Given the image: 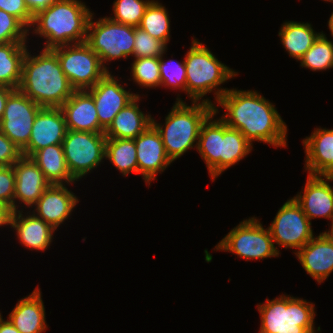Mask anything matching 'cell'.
I'll return each instance as SVG.
<instances>
[{
    "label": "cell",
    "instance_id": "obj_3",
    "mask_svg": "<svg viewBox=\"0 0 333 333\" xmlns=\"http://www.w3.org/2000/svg\"><path fill=\"white\" fill-rule=\"evenodd\" d=\"M92 14L81 0H57L34 16L29 33L46 39L41 49L83 43Z\"/></svg>",
    "mask_w": 333,
    "mask_h": 333
},
{
    "label": "cell",
    "instance_id": "obj_25",
    "mask_svg": "<svg viewBox=\"0 0 333 333\" xmlns=\"http://www.w3.org/2000/svg\"><path fill=\"white\" fill-rule=\"evenodd\" d=\"M31 158L50 185L69 186L76 183L67 167L62 144L44 147L36 151Z\"/></svg>",
    "mask_w": 333,
    "mask_h": 333
},
{
    "label": "cell",
    "instance_id": "obj_18",
    "mask_svg": "<svg viewBox=\"0 0 333 333\" xmlns=\"http://www.w3.org/2000/svg\"><path fill=\"white\" fill-rule=\"evenodd\" d=\"M77 203L78 196L68 190L66 185H50L31 208L34 215L57 231L72 215Z\"/></svg>",
    "mask_w": 333,
    "mask_h": 333
},
{
    "label": "cell",
    "instance_id": "obj_38",
    "mask_svg": "<svg viewBox=\"0 0 333 333\" xmlns=\"http://www.w3.org/2000/svg\"><path fill=\"white\" fill-rule=\"evenodd\" d=\"M15 171L13 166L0 167V203L14 211Z\"/></svg>",
    "mask_w": 333,
    "mask_h": 333
},
{
    "label": "cell",
    "instance_id": "obj_4",
    "mask_svg": "<svg viewBox=\"0 0 333 333\" xmlns=\"http://www.w3.org/2000/svg\"><path fill=\"white\" fill-rule=\"evenodd\" d=\"M188 105L178 94L176 102L165 116L164 125L152 117V125L159 132L167 156L172 162L188 150L197 148L202 124L214 112V105L191 102Z\"/></svg>",
    "mask_w": 333,
    "mask_h": 333
},
{
    "label": "cell",
    "instance_id": "obj_39",
    "mask_svg": "<svg viewBox=\"0 0 333 333\" xmlns=\"http://www.w3.org/2000/svg\"><path fill=\"white\" fill-rule=\"evenodd\" d=\"M0 9L16 17L28 30L30 29L34 16L24 0H0Z\"/></svg>",
    "mask_w": 333,
    "mask_h": 333
},
{
    "label": "cell",
    "instance_id": "obj_41",
    "mask_svg": "<svg viewBox=\"0 0 333 333\" xmlns=\"http://www.w3.org/2000/svg\"><path fill=\"white\" fill-rule=\"evenodd\" d=\"M24 1L31 14L35 16L38 12L48 8L57 0H24Z\"/></svg>",
    "mask_w": 333,
    "mask_h": 333
},
{
    "label": "cell",
    "instance_id": "obj_17",
    "mask_svg": "<svg viewBox=\"0 0 333 333\" xmlns=\"http://www.w3.org/2000/svg\"><path fill=\"white\" fill-rule=\"evenodd\" d=\"M13 168L15 171L14 211L24 207L19 204L32 210L30 207L39 200L50 183L31 157L22 156Z\"/></svg>",
    "mask_w": 333,
    "mask_h": 333
},
{
    "label": "cell",
    "instance_id": "obj_13",
    "mask_svg": "<svg viewBox=\"0 0 333 333\" xmlns=\"http://www.w3.org/2000/svg\"><path fill=\"white\" fill-rule=\"evenodd\" d=\"M127 84H120L112 71L102 77L87 91L93 96L100 126L106 130L116 114L129 104L137 95L127 89Z\"/></svg>",
    "mask_w": 333,
    "mask_h": 333
},
{
    "label": "cell",
    "instance_id": "obj_10",
    "mask_svg": "<svg viewBox=\"0 0 333 333\" xmlns=\"http://www.w3.org/2000/svg\"><path fill=\"white\" fill-rule=\"evenodd\" d=\"M62 146L71 176L79 181L104 162L106 136L104 133L67 130Z\"/></svg>",
    "mask_w": 333,
    "mask_h": 333
},
{
    "label": "cell",
    "instance_id": "obj_42",
    "mask_svg": "<svg viewBox=\"0 0 333 333\" xmlns=\"http://www.w3.org/2000/svg\"><path fill=\"white\" fill-rule=\"evenodd\" d=\"M13 210L6 204L0 203V227H5L11 225V217Z\"/></svg>",
    "mask_w": 333,
    "mask_h": 333
},
{
    "label": "cell",
    "instance_id": "obj_6",
    "mask_svg": "<svg viewBox=\"0 0 333 333\" xmlns=\"http://www.w3.org/2000/svg\"><path fill=\"white\" fill-rule=\"evenodd\" d=\"M260 314V328L258 333H316L315 304L285 294L257 304Z\"/></svg>",
    "mask_w": 333,
    "mask_h": 333
},
{
    "label": "cell",
    "instance_id": "obj_16",
    "mask_svg": "<svg viewBox=\"0 0 333 333\" xmlns=\"http://www.w3.org/2000/svg\"><path fill=\"white\" fill-rule=\"evenodd\" d=\"M67 132L65 117L60 108L42 107L35 117L30 140L22 150L31 157L36 151L49 145L62 144Z\"/></svg>",
    "mask_w": 333,
    "mask_h": 333
},
{
    "label": "cell",
    "instance_id": "obj_12",
    "mask_svg": "<svg viewBox=\"0 0 333 333\" xmlns=\"http://www.w3.org/2000/svg\"><path fill=\"white\" fill-rule=\"evenodd\" d=\"M41 108L19 89H15L8 96L0 121V130L20 150H23L27 146L35 117Z\"/></svg>",
    "mask_w": 333,
    "mask_h": 333
},
{
    "label": "cell",
    "instance_id": "obj_31",
    "mask_svg": "<svg viewBox=\"0 0 333 333\" xmlns=\"http://www.w3.org/2000/svg\"><path fill=\"white\" fill-rule=\"evenodd\" d=\"M170 22L167 8L158 0H152L146 7L139 27L167 46L171 38Z\"/></svg>",
    "mask_w": 333,
    "mask_h": 333
},
{
    "label": "cell",
    "instance_id": "obj_46",
    "mask_svg": "<svg viewBox=\"0 0 333 333\" xmlns=\"http://www.w3.org/2000/svg\"><path fill=\"white\" fill-rule=\"evenodd\" d=\"M328 29L330 31L331 37H333V12L328 20Z\"/></svg>",
    "mask_w": 333,
    "mask_h": 333
},
{
    "label": "cell",
    "instance_id": "obj_44",
    "mask_svg": "<svg viewBox=\"0 0 333 333\" xmlns=\"http://www.w3.org/2000/svg\"><path fill=\"white\" fill-rule=\"evenodd\" d=\"M0 333H20L15 326L10 322V320L7 318L0 320Z\"/></svg>",
    "mask_w": 333,
    "mask_h": 333
},
{
    "label": "cell",
    "instance_id": "obj_1",
    "mask_svg": "<svg viewBox=\"0 0 333 333\" xmlns=\"http://www.w3.org/2000/svg\"><path fill=\"white\" fill-rule=\"evenodd\" d=\"M216 104V114L220 106L225 110L219 118L228 127L239 130L252 145L258 141L275 148L287 147L285 121L275 105L257 90L229 89Z\"/></svg>",
    "mask_w": 333,
    "mask_h": 333
},
{
    "label": "cell",
    "instance_id": "obj_7",
    "mask_svg": "<svg viewBox=\"0 0 333 333\" xmlns=\"http://www.w3.org/2000/svg\"><path fill=\"white\" fill-rule=\"evenodd\" d=\"M214 251L230 252L246 261L278 257L280 254V250L275 247L269 228H264L260 219L255 216L243 219L231 229L217 243Z\"/></svg>",
    "mask_w": 333,
    "mask_h": 333
},
{
    "label": "cell",
    "instance_id": "obj_33",
    "mask_svg": "<svg viewBox=\"0 0 333 333\" xmlns=\"http://www.w3.org/2000/svg\"><path fill=\"white\" fill-rule=\"evenodd\" d=\"M133 82L146 89L161 86L160 65L157 57H144L134 59L130 68Z\"/></svg>",
    "mask_w": 333,
    "mask_h": 333
},
{
    "label": "cell",
    "instance_id": "obj_21",
    "mask_svg": "<svg viewBox=\"0 0 333 333\" xmlns=\"http://www.w3.org/2000/svg\"><path fill=\"white\" fill-rule=\"evenodd\" d=\"M67 130L104 133L100 126L93 96L87 91H74L60 107Z\"/></svg>",
    "mask_w": 333,
    "mask_h": 333
},
{
    "label": "cell",
    "instance_id": "obj_14",
    "mask_svg": "<svg viewBox=\"0 0 333 333\" xmlns=\"http://www.w3.org/2000/svg\"><path fill=\"white\" fill-rule=\"evenodd\" d=\"M138 174L148 186L156 180L158 173L162 174L173 163L167 156L159 132L151 124L135 139Z\"/></svg>",
    "mask_w": 333,
    "mask_h": 333
},
{
    "label": "cell",
    "instance_id": "obj_19",
    "mask_svg": "<svg viewBox=\"0 0 333 333\" xmlns=\"http://www.w3.org/2000/svg\"><path fill=\"white\" fill-rule=\"evenodd\" d=\"M302 143L305 171L310 175L333 176V129L316 127Z\"/></svg>",
    "mask_w": 333,
    "mask_h": 333
},
{
    "label": "cell",
    "instance_id": "obj_20",
    "mask_svg": "<svg viewBox=\"0 0 333 333\" xmlns=\"http://www.w3.org/2000/svg\"><path fill=\"white\" fill-rule=\"evenodd\" d=\"M23 211V208L13 211L10 227L15 230L19 242L25 248L31 251H46L53 242L55 229L31 210Z\"/></svg>",
    "mask_w": 333,
    "mask_h": 333
},
{
    "label": "cell",
    "instance_id": "obj_8",
    "mask_svg": "<svg viewBox=\"0 0 333 333\" xmlns=\"http://www.w3.org/2000/svg\"><path fill=\"white\" fill-rule=\"evenodd\" d=\"M90 18L86 43L98 55L102 65L110 72L108 62L132 57L135 27L113 21L108 16Z\"/></svg>",
    "mask_w": 333,
    "mask_h": 333
},
{
    "label": "cell",
    "instance_id": "obj_9",
    "mask_svg": "<svg viewBox=\"0 0 333 333\" xmlns=\"http://www.w3.org/2000/svg\"><path fill=\"white\" fill-rule=\"evenodd\" d=\"M51 50L57 55L61 69L75 91L92 88L109 72L86 42Z\"/></svg>",
    "mask_w": 333,
    "mask_h": 333
},
{
    "label": "cell",
    "instance_id": "obj_47",
    "mask_svg": "<svg viewBox=\"0 0 333 333\" xmlns=\"http://www.w3.org/2000/svg\"><path fill=\"white\" fill-rule=\"evenodd\" d=\"M331 224H330V226L333 228V213H332V216H331Z\"/></svg>",
    "mask_w": 333,
    "mask_h": 333
},
{
    "label": "cell",
    "instance_id": "obj_15",
    "mask_svg": "<svg viewBox=\"0 0 333 333\" xmlns=\"http://www.w3.org/2000/svg\"><path fill=\"white\" fill-rule=\"evenodd\" d=\"M333 176L307 175L302 191L294 196L302 211L311 221L316 218L330 220L333 213Z\"/></svg>",
    "mask_w": 333,
    "mask_h": 333
},
{
    "label": "cell",
    "instance_id": "obj_36",
    "mask_svg": "<svg viewBox=\"0 0 333 333\" xmlns=\"http://www.w3.org/2000/svg\"><path fill=\"white\" fill-rule=\"evenodd\" d=\"M168 47L140 27H135V39L132 57L134 59L144 57L159 58Z\"/></svg>",
    "mask_w": 333,
    "mask_h": 333
},
{
    "label": "cell",
    "instance_id": "obj_34",
    "mask_svg": "<svg viewBox=\"0 0 333 333\" xmlns=\"http://www.w3.org/2000/svg\"><path fill=\"white\" fill-rule=\"evenodd\" d=\"M152 0H115L113 16L109 18L120 24L139 27L146 7Z\"/></svg>",
    "mask_w": 333,
    "mask_h": 333
},
{
    "label": "cell",
    "instance_id": "obj_11",
    "mask_svg": "<svg viewBox=\"0 0 333 333\" xmlns=\"http://www.w3.org/2000/svg\"><path fill=\"white\" fill-rule=\"evenodd\" d=\"M311 225L300 205L291 197L280 207L268 228L277 250L278 247L291 248L295 254L314 237Z\"/></svg>",
    "mask_w": 333,
    "mask_h": 333
},
{
    "label": "cell",
    "instance_id": "obj_35",
    "mask_svg": "<svg viewBox=\"0 0 333 333\" xmlns=\"http://www.w3.org/2000/svg\"><path fill=\"white\" fill-rule=\"evenodd\" d=\"M159 57L161 86L164 89L180 90L186 93V66L185 60L178 62L174 59L164 60V54Z\"/></svg>",
    "mask_w": 333,
    "mask_h": 333
},
{
    "label": "cell",
    "instance_id": "obj_26",
    "mask_svg": "<svg viewBox=\"0 0 333 333\" xmlns=\"http://www.w3.org/2000/svg\"><path fill=\"white\" fill-rule=\"evenodd\" d=\"M322 32H316L309 22L285 21L278 36L288 55L298 62Z\"/></svg>",
    "mask_w": 333,
    "mask_h": 333
},
{
    "label": "cell",
    "instance_id": "obj_24",
    "mask_svg": "<svg viewBox=\"0 0 333 333\" xmlns=\"http://www.w3.org/2000/svg\"><path fill=\"white\" fill-rule=\"evenodd\" d=\"M140 99L137 95L116 114L104 132L106 138L135 139L152 124V115L145 114L139 107Z\"/></svg>",
    "mask_w": 333,
    "mask_h": 333
},
{
    "label": "cell",
    "instance_id": "obj_23",
    "mask_svg": "<svg viewBox=\"0 0 333 333\" xmlns=\"http://www.w3.org/2000/svg\"><path fill=\"white\" fill-rule=\"evenodd\" d=\"M41 288L18 300L7 317L20 333H43L48 329Z\"/></svg>",
    "mask_w": 333,
    "mask_h": 333
},
{
    "label": "cell",
    "instance_id": "obj_22",
    "mask_svg": "<svg viewBox=\"0 0 333 333\" xmlns=\"http://www.w3.org/2000/svg\"><path fill=\"white\" fill-rule=\"evenodd\" d=\"M295 256L305 272L318 284L333 273V245L322 233L314 236Z\"/></svg>",
    "mask_w": 333,
    "mask_h": 333
},
{
    "label": "cell",
    "instance_id": "obj_43",
    "mask_svg": "<svg viewBox=\"0 0 333 333\" xmlns=\"http://www.w3.org/2000/svg\"><path fill=\"white\" fill-rule=\"evenodd\" d=\"M14 90L15 89L6 86H0V121L4 113V109L7 103V98Z\"/></svg>",
    "mask_w": 333,
    "mask_h": 333
},
{
    "label": "cell",
    "instance_id": "obj_28",
    "mask_svg": "<svg viewBox=\"0 0 333 333\" xmlns=\"http://www.w3.org/2000/svg\"><path fill=\"white\" fill-rule=\"evenodd\" d=\"M215 116L213 112L202 124L196 148L212 181L219 176L220 118Z\"/></svg>",
    "mask_w": 333,
    "mask_h": 333
},
{
    "label": "cell",
    "instance_id": "obj_40",
    "mask_svg": "<svg viewBox=\"0 0 333 333\" xmlns=\"http://www.w3.org/2000/svg\"><path fill=\"white\" fill-rule=\"evenodd\" d=\"M22 156V150L0 130V167L13 166Z\"/></svg>",
    "mask_w": 333,
    "mask_h": 333
},
{
    "label": "cell",
    "instance_id": "obj_37",
    "mask_svg": "<svg viewBox=\"0 0 333 333\" xmlns=\"http://www.w3.org/2000/svg\"><path fill=\"white\" fill-rule=\"evenodd\" d=\"M29 30L14 16L0 9V43L27 42Z\"/></svg>",
    "mask_w": 333,
    "mask_h": 333
},
{
    "label": "cell",
    "instance_id": "obj_45",
    "mask_svg": "<svg viewBox=\"0 0 333 333\" xmlns=\"http://www.w3.org/2000/svg\"><path fill=\"white\" fill-rule=\"evenodd\" d=\"M327 239L328 241L333 245V228L331 227L328 230H324V232H321Z\"/></svg>",
    "mask_w": 333,
    "mask_h": 333
},
{
    "label": "cell",
    "instance_id": "obj_27",
    "mask_svg": "<svg viewBox=\"0 0 333 333\" xmlns=\"http://www.w3.org/2000/svg\"><path fill=\"white\" fill-rule=\"evenodd\" d=\"M252 150L253 145L239 130L228 127L220 119L219 176Z\"/></svg>",
    "mask_w": 333,
    "mask_h": 333
},
{
    "label": "cell",
    "instance_id": "obj_32",
    "mask_svg": "<svg viewBox=\"0 0 333 333\" xmlns=\"http://www.w3.org/2000/svg\"><path fill=\"white\" fill-rule=\"evenodd\" d=\"M300 66L311 71H326L333 68V41L323 33L299 60Z\"/></svg>",
    "mask_w": 333,
    "mask_h": 333
},
{
    "label": "cell",
    "instance_id": "obj_5",
    "mask_svg": "<svg viewBox=\"0 0 333 333\" xmlns=\"http://www.w3.org/2000/svg\"><path fill=\"white\" fill-rule=\"evenodd\" d=\"M191 43L189 50L184 55L186 94L192 102H206L216 105L220 97L229 90L220 87L221 84L238 76V71L219 61L210 49L194 36ZM212 92L215 96L214 103L208 97L204 98Z\"/></svg>",
    "mask_w": 333,
    "mask_h": 333
},
{
    "label": "cell",
    "instance_id": "obj_2",
    "mask_svg": "<svg viewBox=\"0 0 333 333\" xmlns=\"http://www.w3.org/2000/svg\"><path fill=\"white\" fill-rule=\"evenodd\" d=\"M18 89L40 107L49 108H60L75 91L51 49H41L36 55L27 50Z\"/></svg>",
    "mask_w": 333,
    "mask_h": 333
},
{
    "label": "cell",
    "instance_id": "obj_29",
    "mask_svg": "<svg viewBox=\"0 0 333 333\" xmlns=\"http://www.w3.org/2000/svg\"><path fill=\"white\" fill-rule=\"evenodd\" d=\"M29 42L0 43V86L18 89Z\"/></svg>",
    "mask_w": 333,
    "mask_h": 333
},
{
    "label": "cell",
    "instance_id": "obj_30",
    "mask_svg": "<svg viewBox=\"0 0 333 333\" xmlns=\"http://www.w3.org/2000/svg\"><path fill=\"white\" fill-rule=\"evenodd\" d=\"M136 153L134 139L106 138L105 160H109L122 176L138 174Z\"/></svg>",
    "mask_w": 333,
    "mask_h": 333
}]
</instances>
